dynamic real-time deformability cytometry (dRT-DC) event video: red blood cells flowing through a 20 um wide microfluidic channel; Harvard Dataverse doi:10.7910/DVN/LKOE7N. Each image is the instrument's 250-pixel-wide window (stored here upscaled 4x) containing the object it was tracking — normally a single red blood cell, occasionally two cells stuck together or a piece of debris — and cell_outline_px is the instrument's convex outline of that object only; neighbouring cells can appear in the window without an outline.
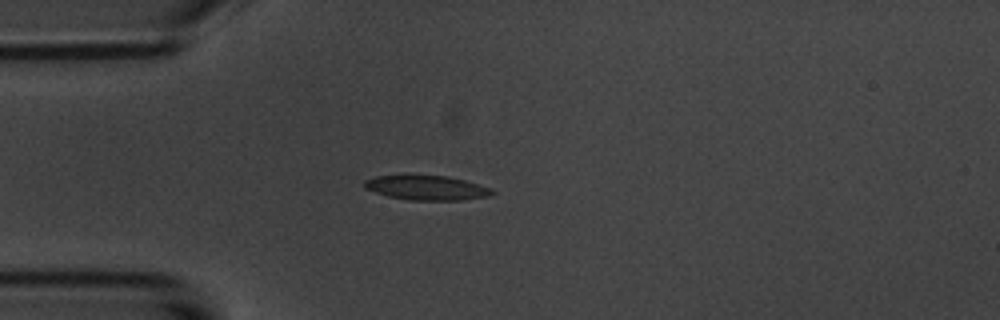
{"species": "common noctule bat (a hibernating species)", "species_latin": "Nyctalus noctula", "temperature_condition": "room temperature", "stored_images_in_passage": 4, "camera_frame_rate_fps": 3000, "um_per_image_px": 0.085, "animal": {"sex": "male", "body_mass_g": 20.1, "forearm_length_mm": 53.5}, "frame": {"image": 1, "passage_image": 3, "time_ms": 2.333, "image_size_px": [1000, 320], "cell_outline_px": [[496, 192], [488, 196], [460, 200], [408, 200], [388, 196], [364, 188], [364, 180], [376, 176], [408, 172], [448, 176], [464, 180], [492, 188]], "centroid_in_image_um": [36.21, 15.91], "position_along_channel_um": 48.8, "area_um2": 19.07}}